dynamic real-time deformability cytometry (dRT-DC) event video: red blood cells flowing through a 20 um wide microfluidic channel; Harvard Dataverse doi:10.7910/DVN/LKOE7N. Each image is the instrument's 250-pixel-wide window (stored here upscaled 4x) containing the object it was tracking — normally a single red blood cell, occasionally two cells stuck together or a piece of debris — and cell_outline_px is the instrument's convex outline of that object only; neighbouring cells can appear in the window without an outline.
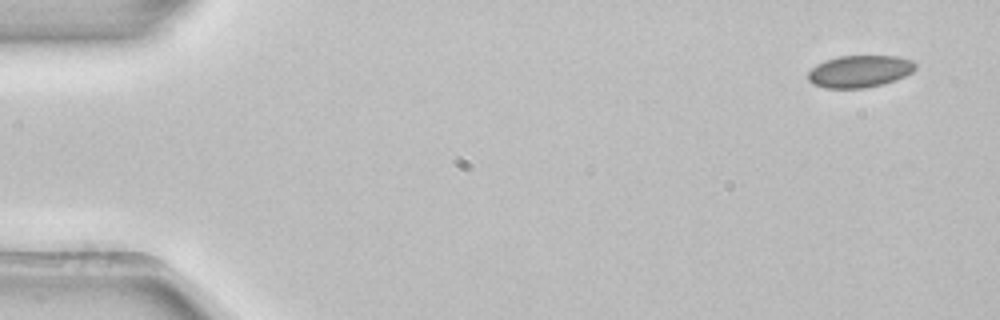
{"species": "common noctule bat (a hibernating species)", "species_latin": "Nyctalus noctula", "temperature_condition": "room temperature", "stored_images_in_passage": 4, "camera_frame_rate_fps": 3000, "um_per_image_px": 0.085, "animal": {"sex": "female", "body_mass_g": 22.7, "forearm_length_mm": 54.2}, "frame": {"image": 1, "passage_image": 1, "time_ms": 0.0, "image_size_px": [1000, 320], "cell_outline_px": [[916, 68], [912, 72], [896, 80], [884, 84], [864, 88], [824, 88], [812, 84], [808, 80], [808, 72], [816, 64], [824, 60], [840, 56], [896, 56], [912, 60], [916, 64]], "centroid_in_image_um": [73.06, 6.07], "position_along_channel_um": 11.9, "area_um2": 20.23}}
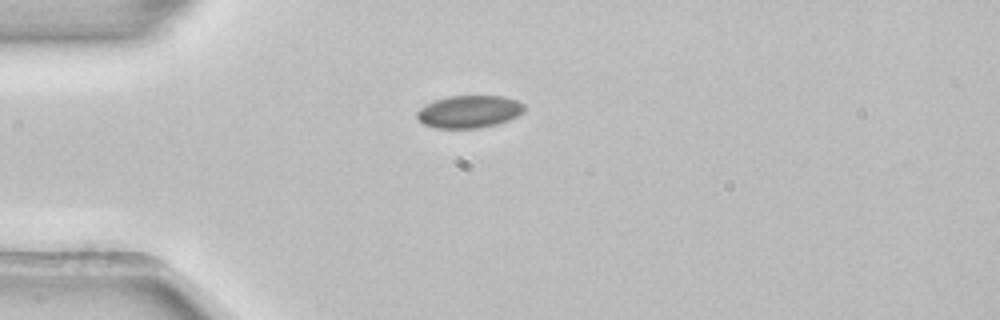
{"frame": {"image": 2, "passage_image": 3, "time_ms": 0.667, "image_size_px": [1000, 320], "cell_outline_px": [[524, 112], [508, 120], [496, 124], [480, 128], [436, 128], [424, 124], [416, 116], [416, 112], [420, 108], [436, 100], [448, 96], [504, 96], [516, 100], [524, 104]], "centroid_in_image_um": [39.89, 9.49], "position_along_channel_um": 45.1, "area_um2": 20.17}}
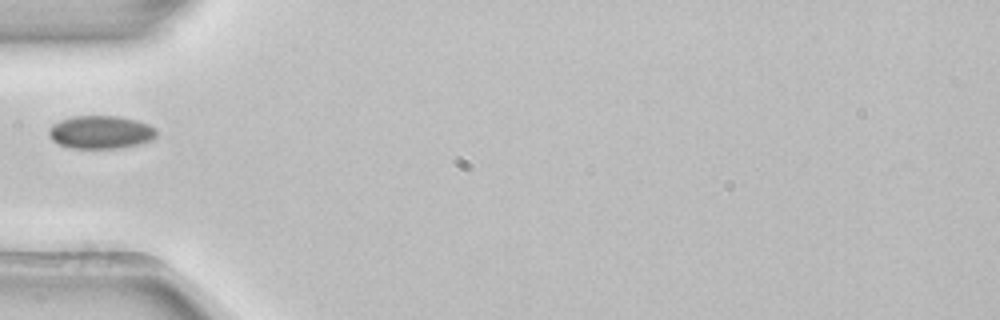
{"frame": {"image": 3, "passage_image": 4, "time_ms": 1.0, "image_size_px": [1000, 320], "cell_outline_px": [[156, 136], [152, 140], [140, 144], [120, 148], [72, 148], [60, 144], [52, 140], [48, 136], [48, 128], [52, 124], [60, 120], [72, 116], [116, 116], [136, 120], [148, 124], [156, 128]], "centroid_in_image_um": [8.55, 11.23], "position_along_channel_um": 76.5, "area_um2": 20.87}}